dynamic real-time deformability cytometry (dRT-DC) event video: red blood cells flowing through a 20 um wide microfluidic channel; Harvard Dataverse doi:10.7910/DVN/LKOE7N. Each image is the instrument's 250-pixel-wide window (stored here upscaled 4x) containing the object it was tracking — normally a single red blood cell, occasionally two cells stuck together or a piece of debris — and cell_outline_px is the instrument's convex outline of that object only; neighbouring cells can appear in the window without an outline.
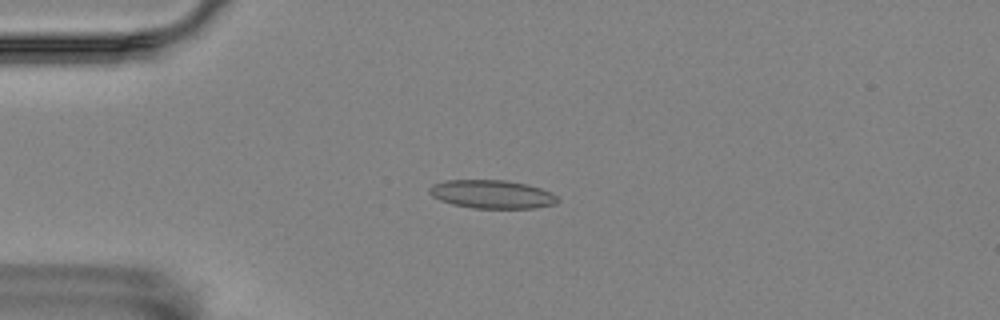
{"species": "Egyptian fruit bat (a non-hibernating species)", "species_latin": "Rousettus aegyptiacus", "temperature_condition": "room temperature", "stored_images_in_passage": 55, "camera_frame_rate_fps": 3000, "um_per_image_px": 0.085, "animal": {"sex": "female"}, "frame": {"image": 1, "passage_image": 13, "time_ms": 4.0, "image_size_px": [1000, 320], "cell_outline_px": [[560, 200], [556, 204], [536, 208], [472, 208], [452, 204], [440, 200], [432, 196], [428, 192], [428, 188], [432, 184], [448, 180], [504, 180], [528, 184], [540, 188], [556, 196]], "centroid_in_image_um": [41.8, 16.51], "position_along_channel_um": 43.2, "area_um2": 21.27}}
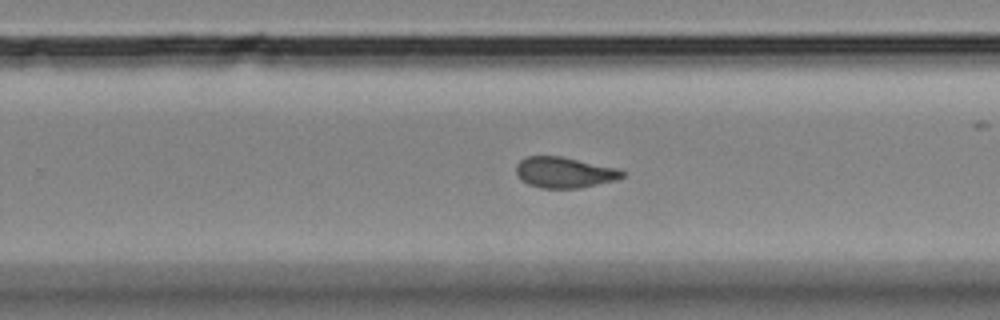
{"frame": {"image": 2, "passage_image": 35, "time_ms": 11.333, "image_size_px": [1000, 320], "cell_outline_px": [[624, 176], [616, 180], [580, 188], [540, 188], [528, 184], [520, 180], [516, 172], [516, 164], [520, 160], [528, 156], [560, 156], [616, 168], [624, 172]], "centroid_in_image_um": [47.93, 14.66], "position_along_channel_um": 281.9, "area_um2": 18.96}}
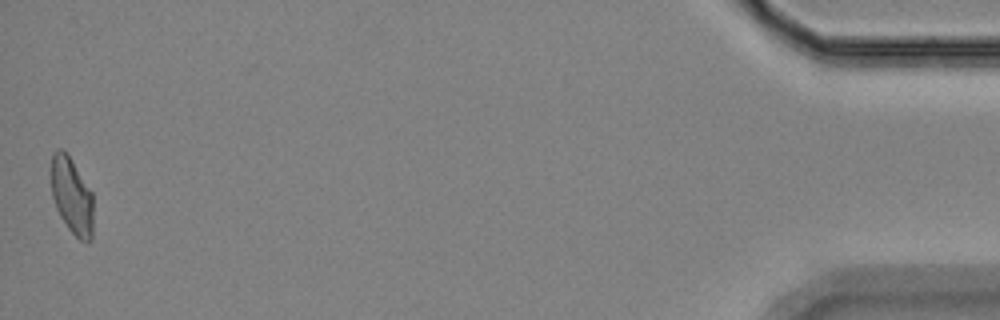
{"frame": {"image": 3, "passage_image": 55, "time_ms": 18.0, "image_size_px": [1000, 320], "cell_outline_px": [[92, 240], [88, 244], [80, 240], [68, 228], [60, 216], [56, 208], [52, 196], [52, 152], [56, 148], [64, 148], [92, 192]], "centroid_in_image_um": [6.1, 16.65], "position_along_channel_um": 429.1, "area_um2": 18.79}, "authors_computed_cell_mechanics": {"area_um2": 19.4786, "velocity_mm_per_s": 3.5393, "shape_relaxation_time_tau1_ms": null, "shape_relaxation_time_tau2_ms": 1.6288, "deformation_change_tau1": null, "deformation_change_tau2": 0.0891}}